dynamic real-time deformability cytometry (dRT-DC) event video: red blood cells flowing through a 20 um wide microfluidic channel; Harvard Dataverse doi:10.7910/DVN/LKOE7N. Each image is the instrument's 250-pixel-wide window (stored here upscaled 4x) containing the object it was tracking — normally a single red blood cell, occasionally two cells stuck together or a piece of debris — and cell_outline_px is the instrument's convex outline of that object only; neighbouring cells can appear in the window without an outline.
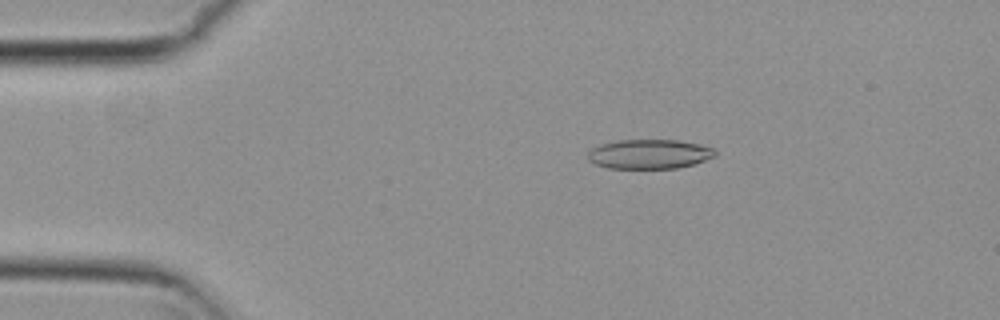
{"species": "common noctule bat (a hibernating species)", "species_latin": "Nyctalus noctula", "temperature_condition": "cold", "stored_images_in_passage": 2, "camera_frame_rate_fps": 3000, "um_per_image_px": 0.085, "animal": {"sex": "female", "body_mass_g": 29.2, "forearm_length_mm": 56.3}, "frame": {"image": 1, "passage_image": 1, "time_ms": 0.0, "image_size_px": [1000, 320], "cell_outline_px": [[716, 156], [692, 164], [676, 168], [608, 168], [596, 164], [588, 160], [588, 152], [592, 148], [600, 144], [616, 140], [676, 140], [700, 144], [712, 148], [716, 152]], "centroid_in_image_um": [55.17, 13.09], "position_along_channel_um": 29.8, "area_um2": 21.73}}